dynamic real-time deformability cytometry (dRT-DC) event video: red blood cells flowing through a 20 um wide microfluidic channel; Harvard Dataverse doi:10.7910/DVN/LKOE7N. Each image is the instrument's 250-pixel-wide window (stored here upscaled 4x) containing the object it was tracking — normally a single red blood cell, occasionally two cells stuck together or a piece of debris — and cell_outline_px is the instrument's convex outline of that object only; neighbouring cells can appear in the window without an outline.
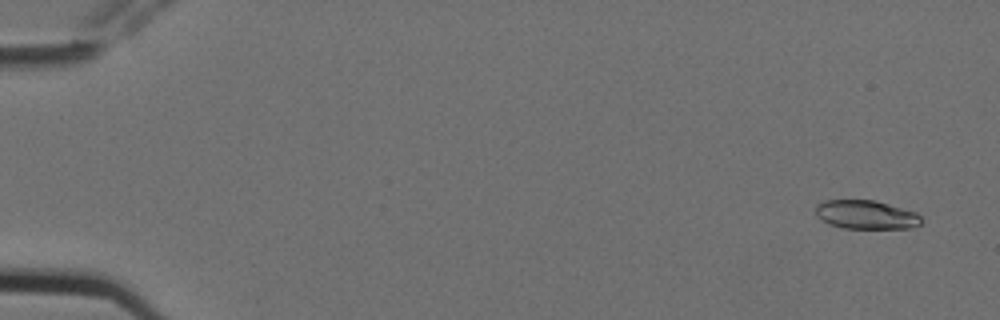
{"species": "Egyptian fruit bat (a non-hibernating species)", "species_latin": "Rousettus aegyptiacus", "temperature_condition": "cold", "stored_images_in_passage": 15, "camera_frame_rate_fps": 3000, "um_per_image_px": 0.085, "animal": {"sex": "female"}, "frame": {"image": 1, "passage_image": 1, "time_ms": 0.0, "image_size_px": [1000, 320], "cell_outline_px": [[924, 220], [920, 224], [908, 228], [844, 228], [828, 224], [816, 216], [816, 204], [824, 200], [872, 200], [888, 204], [916, 212]], "centroid_in_image_um": [73.6, 18.25], "position_along_channel_um": 11.4, "area_um2": 17.69}}
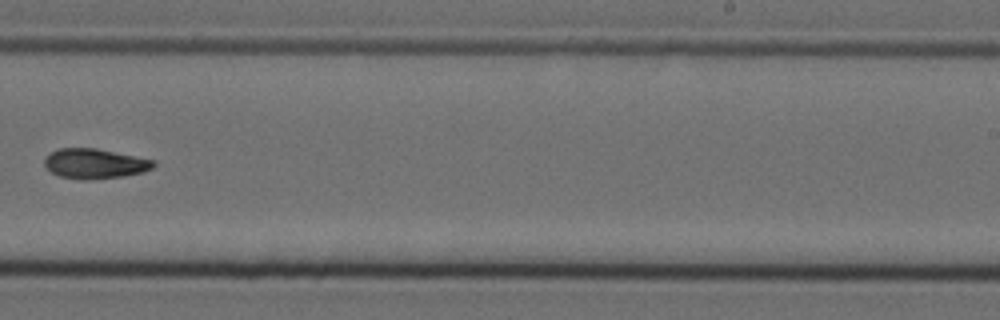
{"frame": {"image": 2, "passage_image": 10, "time_ms": 3.0, "image_size_px": [1000, 320], "cell_outline_px": [[156, 164], [152, 168], [144, 172], [124, 176], [84, 180], [80, 180], [60, 176], [52, 172], [44, 164], [44, 156], [56, 148], [96, 148], [152, 160]], "centroid_in_image_um": [8.01, 13.91], "position_along_channel_um": 281.0, "area_um2": 18.96}}
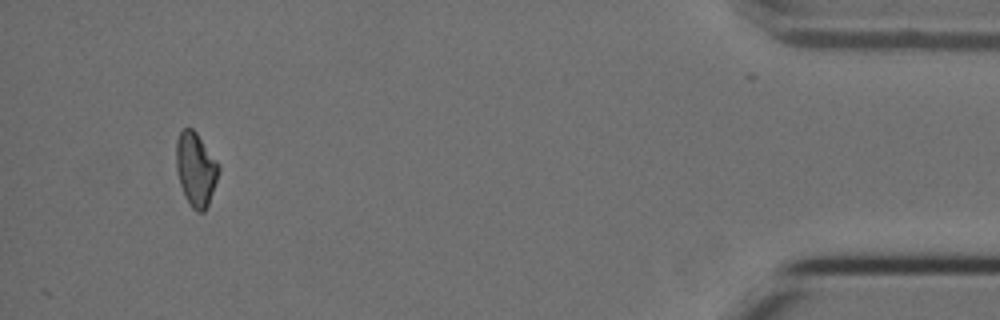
{"frame": {"image": 3, "passage_image": 15, "time_ms": 4.667, "image_size_px": [1000, 320], "cell_outline_px": [[220, 168], [208, 204], [204, 212], [196, 212], [192, 208], [184, 196], [180, 184], [176, 168], [176, 140], [180, 132], [184, 128], [192, 128], [196, 132], [220, 164]], "centroid_in_image_um": [16.63, 14.38], "position_along_channel_um": 418.6, "area_um2": 18.21}}